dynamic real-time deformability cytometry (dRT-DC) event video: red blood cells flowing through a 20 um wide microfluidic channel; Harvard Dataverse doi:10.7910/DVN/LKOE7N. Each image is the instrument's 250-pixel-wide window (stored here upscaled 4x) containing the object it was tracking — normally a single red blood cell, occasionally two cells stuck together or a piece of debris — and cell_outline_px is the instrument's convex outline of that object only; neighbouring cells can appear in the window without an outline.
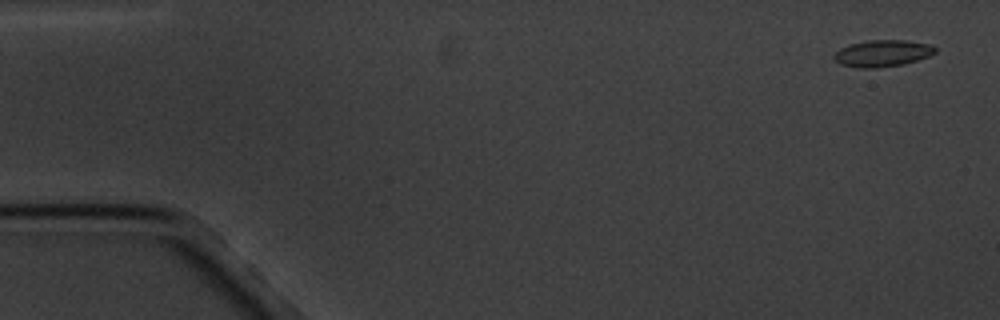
{"species": "common noctule bat (a hibernating species)", "species_latin": "Nyctalus noctula", "temperature_condition": "cold", "stored_images_in_passage": 5, "camera_frame_rate_fps": 3000, "um_per_image_px": 0.085, "animal": {"sex": "male", "body_mass_g": 20.1, "forearm_length_mm": 53.5}, "frame": {"image": 1, "passage_image": 1, "time_ms": 0.0, "image_size_px": [1000, 320], "cell_outline_px": [[936, 52], [928, 56], [904, 64], [876, 68], [860, 68], [840, 64], [832, 56], [840, 48], [848, 44], [868, 40], [908, 40], [932, 44], [936, 48]], "centroid_in_image_um": [75.01, 4.52], "position_along_channel_um": 10.0, "area_um2": 15.84}}
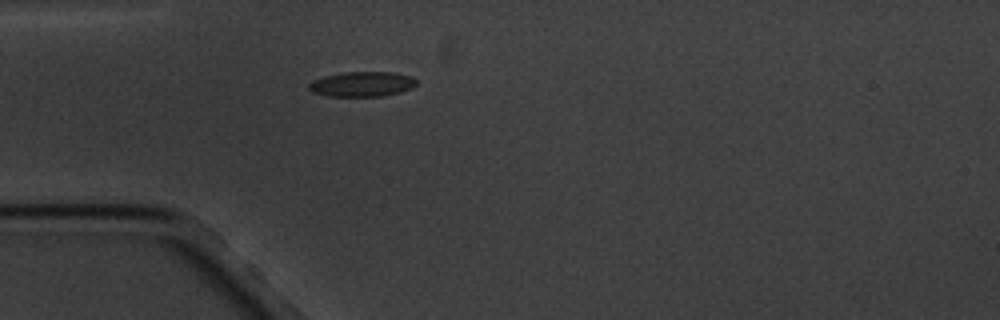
{"frame": {"image": 2, "passage_image": 5, "time_ms": 4.667, "image_size_px": [1000, 320], "cell_outline_px": [[416, 84], [412, 88], [400, 92], [384, 96], [328, 96], [312, 92], [308, 88], [308, 84], [312, 80], [324, 76], [344, 72], [392, 72], [408, 76], [416, 80]], "centroid_in_image_um": [30.74, 7.15], "position_along_channel_um": 54.3, "area_um2": 15.61}}